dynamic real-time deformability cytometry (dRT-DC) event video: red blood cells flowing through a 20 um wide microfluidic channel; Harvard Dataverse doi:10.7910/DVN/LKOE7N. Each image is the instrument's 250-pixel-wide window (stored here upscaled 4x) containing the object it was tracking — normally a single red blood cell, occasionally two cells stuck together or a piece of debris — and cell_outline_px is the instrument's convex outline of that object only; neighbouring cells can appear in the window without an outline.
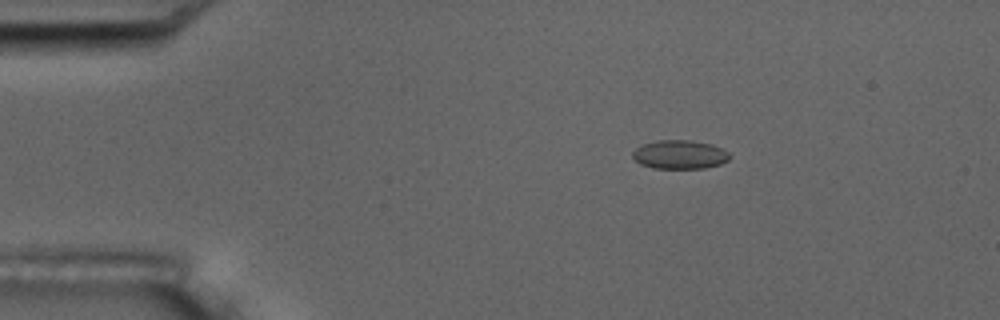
{"species": "common noctule bat (a hibernating species)", "species_latin": "Nyctalus noctula", "temperature_condition": "room temperature", "stored_images_in_passage": 4, "camera_frame_rate_fps": 3000, "um_per_image_px": 0.085, "animal": {"sex": "male", "body_mass_g": 17.5, "forearm_length_mm": 52.3}, "frame": {"image": 1, "passage_image": 2, "time_ms": 2.0, "image_size_px": [1000, 320], "cell_outline_px": [[728, 160], [720, 164], [704, 168], [652, 168], [640, 164], [632, 156], [632, 152], [636, 148], [644, 144], [656, 140], [688, 140], [712, 144], [724, 148], [728, 152]], "centroid_in_image_um": [57.77, 13.13], "position_along_channel_um": 27.2, "area_um2": 16.24}}